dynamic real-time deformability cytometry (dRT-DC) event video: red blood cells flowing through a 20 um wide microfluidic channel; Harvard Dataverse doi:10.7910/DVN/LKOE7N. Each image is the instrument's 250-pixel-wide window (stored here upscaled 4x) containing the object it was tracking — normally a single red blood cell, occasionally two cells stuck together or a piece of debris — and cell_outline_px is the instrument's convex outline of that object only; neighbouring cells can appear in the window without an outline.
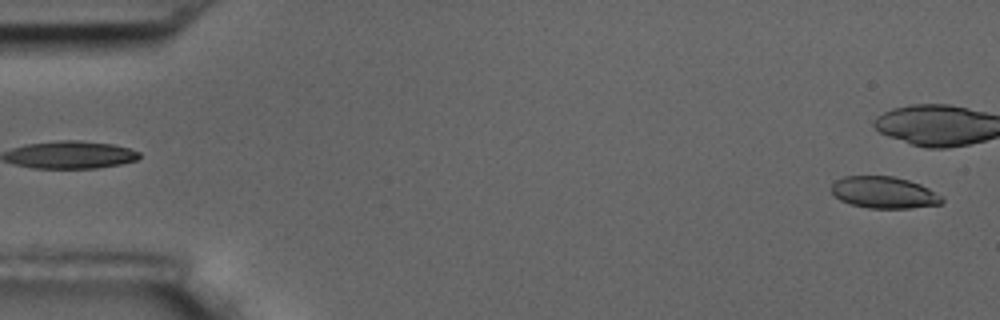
{"species": "common noctule bat (a hibernating species)", "species_latin": "Nyctalus noctula", "temperature_condition": "room temperature", "stored_images_in_passage": 4, "segment_of_instrument_passage": [2, 2], "camera_frame_rate_fps": 3000, "um_per_image_px": 0.085, "animal": {"sex": "male", "body_mass_g": 17.5, "forearm_length_mm": 52.3}, "frame": {"image": 1, "passage_image": 4, "time_ms": 4.667, "image_size_px": [1000, 320], "cell_outline_px": [[944, 200], [940, 204], [912, 208], [868, 208], [848, 204], [840, 200], [832, 192], [832, 184], [836, 180], [844, 176], [892, 176], [908, 180], [920, 184], [944, 196]], "centroid_in_image_um": [75.16, 16.37], "position_along_channel_um": 9.8, "area_um2": 20.52}}